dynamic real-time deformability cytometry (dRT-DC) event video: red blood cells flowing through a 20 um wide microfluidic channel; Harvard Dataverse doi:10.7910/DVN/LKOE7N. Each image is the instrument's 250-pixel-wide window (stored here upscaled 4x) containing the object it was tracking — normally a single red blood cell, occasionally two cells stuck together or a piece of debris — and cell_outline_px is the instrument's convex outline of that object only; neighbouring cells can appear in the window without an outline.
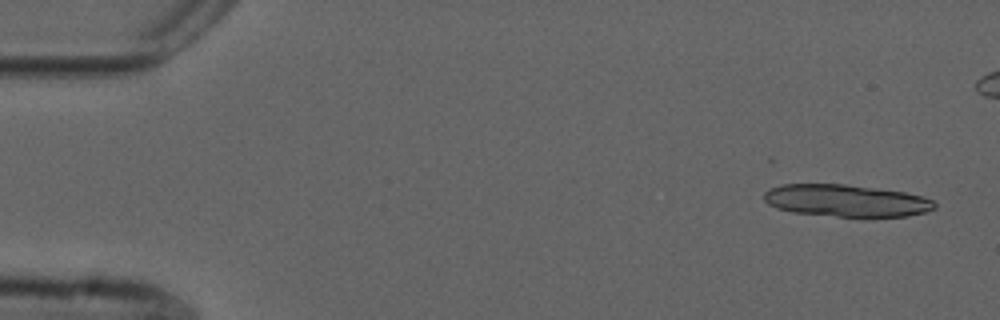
{"species": "common noctule bat (a hibernating species)", "species_latin": "Nyctalus noctula", "temperature_condition": "cold", "stored_images_in_passage": 15, "camera_frame_rate_fps": 3000, "um_per_image_px": 0.085, "animal": {"sex": "male", "forearm_length_mm": 52.5}, "frame": {"image": 1, "passage_image": 3, "time_ms": 0.667, "image_size_px": [1000, 320], "cell_outline_px": [[936, 208], [924, 212], [908, 216], [836, 216], [792, 212], [776, 208], [768, 204], [764, 200], [764, 192], [772, 188], [784, 184], [844, 184], [904, 192], [920, 196], [932, 200], [936, 204]], "centroid_in_image_um": [71.9, 17.05], "position_along_channel_um": 13.1, "area_um2": 31.56}}